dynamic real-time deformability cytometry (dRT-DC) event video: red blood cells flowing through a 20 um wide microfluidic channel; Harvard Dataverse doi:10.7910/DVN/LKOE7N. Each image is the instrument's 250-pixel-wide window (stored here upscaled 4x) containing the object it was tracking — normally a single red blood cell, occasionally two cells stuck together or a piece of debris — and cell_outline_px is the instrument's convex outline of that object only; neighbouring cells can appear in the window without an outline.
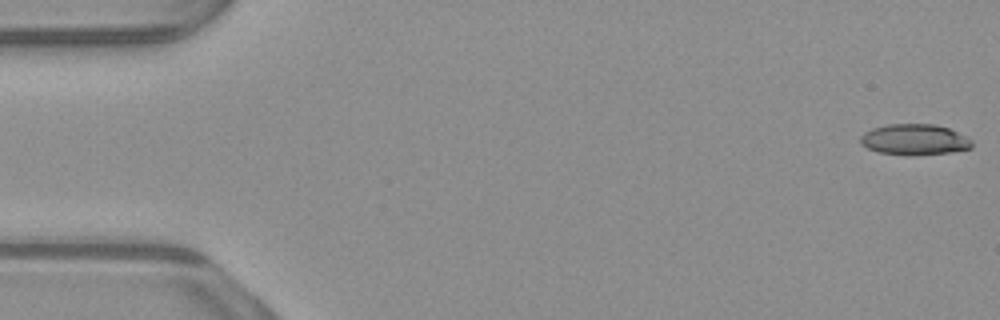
{"species": "common noctule bat (a hibernating species)", "species_latin": "Nyctalus noctula", "temperature_condition": "warm", "stored_images_in_passage": 47, "camera_frame_rate_fps": 3000, "um_per_image_px": 0.085, "animal": {"sex": "male", "body_mass_g": 23.1, "forearm_length_mm": 52.7}, "frame": {"image": 1, "passage_image": 1, "time_ms": 0.0, "image_size_px": [1000, 320], "cell_outline_px": [[972, 148], [948, 152], [912, 156], [908, 156], [880, 152], [868, 148], [860, 144], [860, 136], [864, 132], [872, 128], [888, 124], [936, 124], [948, 128], [968, 136], [972, 140]], "centroid_in_image_um": [77.73, 11.86], "position_along_channel_um": 7.3, "area_um2": 20.23}}
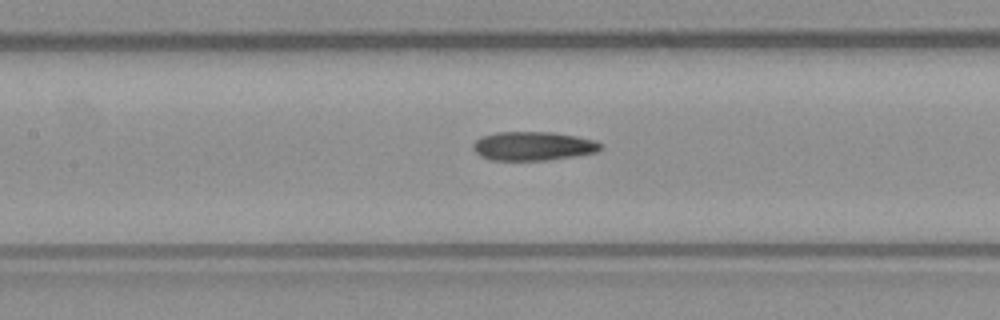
{"frame": {"image": 2, "passage_image": 24, "time_ms": 7.667, "image_size_px": [1000, 320], "cell_outline_px": [[604, 148], [596, 152], [576, 156], [548, 160], [492, 160], [480, 156], [472, 148], [472, 144], [480, 136], [496, 132], [552, 132], [576, 136], [596, 140], [604, 144]], "centroid_in_image_um": [45.34, 12.41], "position_along_channel_um": 162.1, "area_um2": 21.73}}
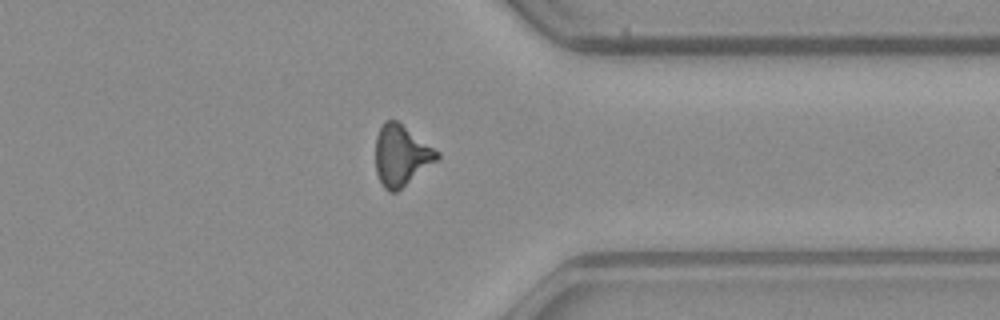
{"frame": {"image": 3, "passage_image": 41, "time_ms": 13.333, "image_size_px": [1000, 320], "cell_outline_px": [[440, 156], [436, 160], [396, 192], [388, 192], [384, 188], [376, 172], [376, 136], [384, 120], [396, 120], [440, 152]], "centroid_in_image_um": [34.08, 13.2], "position_along_channel_um": 377.3, "area_um2": 21.39}}